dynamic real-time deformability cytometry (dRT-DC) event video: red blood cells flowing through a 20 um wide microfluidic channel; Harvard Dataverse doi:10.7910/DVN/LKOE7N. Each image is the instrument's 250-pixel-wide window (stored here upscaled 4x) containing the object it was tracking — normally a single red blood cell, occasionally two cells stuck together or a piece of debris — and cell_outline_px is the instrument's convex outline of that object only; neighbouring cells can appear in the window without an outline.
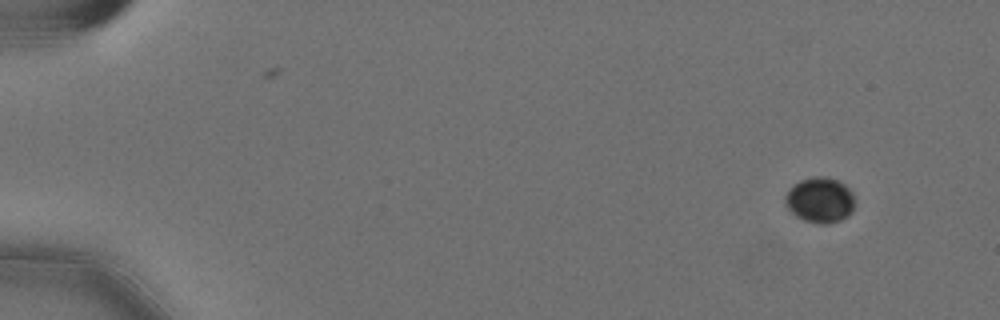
{"species": "Egyptian fruit bat (a non-hibernating species)", "species_latin": "Rousettus aegyptiacus", "temperature_condition": "cold", "stored_images_in_passage": 18, "camera_frame_rate_fps": 3000, "um_per_image_px": 0.085, "animal": {"sex": "female"}, "frame": {"image": 1, "passage_image": 1, "time_ms": 0.0, "image_size_px": [1000, 320], "cell_outline_px": [[852, 208], [840, 220], [824, 224], [820, 224], [804, 220], [796, 216], [788, 208], [788, 192], [800, 180], [816, 176], [824, 176], [836, 180], [844, 184], [852, 192]], "centroid_in_image_um": [69.7, 16.99], "position_along_channel_um": 15.3, "area_um2": 17.51}}